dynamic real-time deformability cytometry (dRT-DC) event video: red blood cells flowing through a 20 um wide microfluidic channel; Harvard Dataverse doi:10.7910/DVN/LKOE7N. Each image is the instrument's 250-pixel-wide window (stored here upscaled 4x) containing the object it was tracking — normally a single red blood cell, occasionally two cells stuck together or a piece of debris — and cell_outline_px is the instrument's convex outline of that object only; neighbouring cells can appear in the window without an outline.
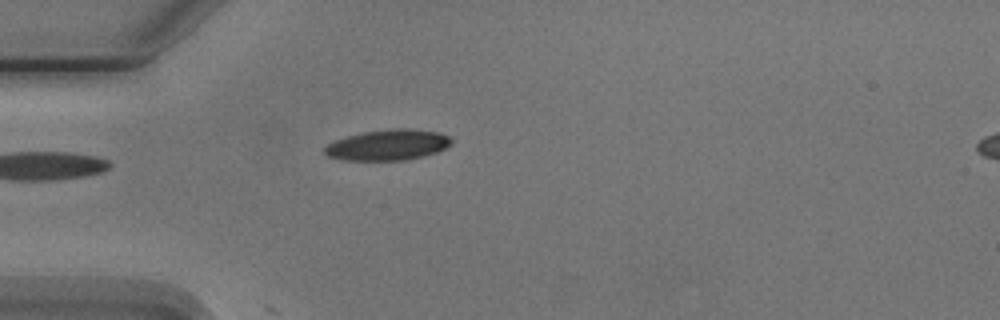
{"species": "Egyptian fruit bat (a non-hibernating species)", "species_latin": "Rousettus aegyptiacus", "temperature_condition": "cold", "stored_images_in_passage": 4, "camera_frame_rate_fps": 3000, "um_per_image_px": 0.085, "animal": {"sex": "male"}, "frame": {"image": 1, "passage_image": 4, "time_ms": 4.333, "image_size_px": [1000, 320], "cell_outline_px": [[452, 144], [436, 152], [424, 156], [408, 160], [340, 160], [328, 156], [324, 152], [324, 148], [328, 144], [336, 140], [348, 136], [364, 132], [392, 128], [408, 128], [440, 132], [448, 136], [452, 140]], "centroid_in_image_um": [32.99, 12.32], "position_along_channel_um": 52.0, "area_um2": 22.72}}